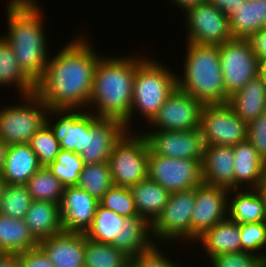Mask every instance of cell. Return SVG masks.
Masks as SVG:
<instances>
[{
    "instance_id": "obj_1",
    "label": "cell",
    "mask_w": 266,
    "mask_h": 267,
    "mask_svg": "<svg viewBox=\"0 0 266 267\" xmlns=\"http://www.w3.org/2000/svg\"><path fill=\"white\" fill-rule=\"evenodd\" d=\"M89 36L78 35L49 58L35 94L53 110H84L92 92L94 70L103 55ZM100 54V55H99ZM85 107V108H84Z\"/></svg>"
},
{
    "instance_id": "obj_2",
    "label": "cell",
    "mask_w": 266,
    "mask_h": 267,
    "mask_svg": "<svg viewBox=\"0 0 266 267\" xmlns=\"http://www.w3.org/2000/svg\"><path fill=\"white\" fill-rule=\"evenodd\" d=\"M36 0H11L6 5L7 31L1 37L12 47L23 72L36 84L44 75L50 53L43 9Z\"/></svg>"
},
{
    "instance_id": "obj_3",
    "label": "cell",
    "mask_w": 266,
    "mask_h": 267,
    "mask_svg": "<svg viewBox=\"0 0 266 267\" xmlns=\"http://www.w3.org/2000/svg\"><path fill=\"white\" fill-rule=\"evenodd\" d=\"M134 74V55L119 57L102 55L94 70L87 110L90 109V112L98 118L118 119L129 131Z\"/></svg>"
},
{
    "instance_id": "obj_4",
    "label": "cell",
    "mask_w": 266,
    "mask_h": 267,
    "mask_svg": "<svg viewBox=\"0 0 266 267\" xmlns=\"http://www.w3.org/2000/svg\"><path fill=\"white\" fill-rule=\"evenodd\" d=\"M183 76H176L177 88L203 105L227 103L220 64L219 45L186 43Z\"/></svg>"
},
{
    "instance_id": "obj_5",
    "label": "cell",
    "mask_w": 266,
    "mask_h": 267,
    "mask_svg": "<svg viewBox=\"0 0 266 267\" xmlns=\"http://www.w3.org/2000/svg\"><path fill=\"white\" fill-rule=\"evenodd\" d=\"M134 55L135 74L129 131L134 116L140 113L139 116L145 118L143 121L146 120L148 123L177 88L176 72L162 64L160 60L157 61L149 56L147 58L146 54L145 57Z\"/></svg>"
},
{
    "instance_id": "obj_6",
    "label": "cell",
    "mask_w": 266,
    "mask_h": 267,
    "mask_svg": "<svg viewBox=\"0 0 266 267\" xmlns=\"http://www.w3.org/2000/svg\"><path fill=\"white\" fill-rule=\"evenodd\" d=\"M20 98L22 103L0 108V139L8 146L28 143L46 124L50 110L35 93Z\"/></svg>"
},
{
    "instance_id": "obj_7",
    "label": "cell",
    "mask_w": 266,
    "mask_h": 267,
    "mask_svg": "<svg viewBox=\"0 0 266 267\" xmlns=\"http://www.w3.org/2000/svg\"><path fill=\"white\" fill-rule=\"evenodd\" d=\"M133 132L127 131L120 138L108 159L115 186L130 188L148 177L149 145L142 132Z\"/></svg>"
},
{
    "instance_id": "obj_8",
    "label": "cell",
    "mask_w": 266,
    "mask_h": 267,
    "mask_svg": "<svg viewBox=\"0 0 266 267\" xmlns=\"http://www.w3.org/2000/svg\"><path fill=\"white\" fill-rule=\"evenodd\" d=\"M195 200L196 187L170 193L162 213L151 224V234L155 244L163 245L164 242L172 243L174 241L175 244L176 241L177 243L179 241L191 243V216Z\"/></svg>"
},
{
    "instance_id": "obj_9",
    "label": "cell",
    "mask_w": 266,
    "mask_h": 267,
    "mask_svg": "<svg viewBox=\"0 0 266 267\" xmlns=\"http://www.w3.org/2000/svg\"><path fill=\"white\" fill-rule=\"evenodd\" d=\"M202 160L169 158L148 152V178L169 193L189 190L203 183Z\"/></svg>"
},
{
    "instance_id": "obj_10",
    "label": "cell",
    "mask_w": 266,
    "mask_h": 267,
    "mask_svg": "<svg viewBox=\"0 0 266 267\" xmlns=\"http://www.w3.org/2000/svg\"><path fill=\"white\" fill-rule=\"evenodd\" d=\"M200 130L205 146H230L247 140V123L228 103L207 104L201 112Z\"/></svg>"
},
{
    "instance_id": "obj_11",
    "label": "cell",
    "mask_w": 266,
    "mask_h": 267,
    "mask_svg": "<svg viewBox=\"0 0 266 267\" xmlns=\"http://www.w3.org/2000/svg\"><path fill=\"white\" fill-rule=\"evenodd\" d=\"M226 93L231 96L258 76L259 60L248 39H232L219 45Z\"/></svg>"
},
{
    "instance_id": "obj_12",
    "label": "cell",
    "mask_w": 266,
    "mask_h": 267,
    "mask_svg": "<svg viewBox=\"0 0 266 267\" xmlns=\"http://www.w3.org/2000/svg\"><path fill=\"white\" fill-rule=\"evenodd\" d=\"M183 15L187 31L186 42L220 45L234 39L228 16L209 1L187 9Z\"/></svg>"
},
{
    "instance_id": "obj_13",
    "label": "cell",
    "mask_w": 266,
    "mask_h": 267,
    "mask_svg": "<svg viewBox=\"0 0 266 267\" xmlns=\"http://www.w3.org/2000/svg\"><path fill=\"white\" fill-rule=\"evenodd\" d=\"M203 106L195 97L176 88L148 124L153 126L151 130L199 129Z\"/></svg>"
},
{
    "instance_id": "obj_14",
    "label": "cell",
    "mask_w": 266,
    "mask_h": 267,
    "mask_svg": "<svg viewBox=\"0 0 266 267\" xmlns=\"http://www.w3.org/2000/svg\"><path fill=\"white\" fill-rule=\"evenodd\" d=\"M128 130L114 118H98L87 110L85 149L79 153L84 165L108 162L115 144Z\"/></svg>"
},
{
    "instance_id": "obj_15",
    "label": "cell",
    "mask_w": 266,
    "mask_h": 267,
    "mask_svg": "<svg viewBox=\"0 0 266 267\" xmlns=\"http://www.w3.org/2000/svg\"><path fill=\"white\" fill-rule=\"evenodd\" d=\"M142 134L147 139L149 149L156 155L176 159L203 158L205 144L200 128L183 131L147 129Z\"/></svg>"
},
{
    "instance_id": "obj_16",
    "label": "cell",
    "mask_w": 266,
    "mask_h": 267,
    "mask_svg": "<svg viewBox=\"0 0 266 267\" xmlns=\"http://www.w3.org/2000/svg\"><path fill=\"white\" fill-rule=\"evenodd\" d=\"M229 190L202 183L196 186V200L191 216V243L204 232L227 218Z\"/></svg>"
},
{
    "instance_id": "obj_17",
    "label": "cell",
    "mask_w": 266,
    "mask_h": 267,
    "mask_svg": "<svg viewBox=\"0 0 266 267\" xmlns=\"http://www.w3.org/2000/svg\"><path fill=\"white\" fill-rule=\"evenodd\" d=\"M54 118L56 120L55 122L53 121ZM46 124L50 127L54 136L59 141L60 149L73 151L75 153H80L82 149H85L87 135L86 109H50L47 115Z\"/></svg>"
},
{
    "instance_id": "obj_18",
    "label": "cell",
    "mask_w": 266,
    "mask_h": 267,
    "mask_svg": "<svg viewBox=\"0 0 266 267\" xmlns=\"http://www.w3.org/2000/svg\"><path fill=\"white\" fill-rule=\"evenodd\" d=\"M99 201L87 191L65 187L60 211L65 231L85 233L91 226Z\"/></svg>"
},
{
    "instance_id": "obj_19",
    "label": "cell",
    "mask_w": 266,
    "mask_h": 267,
    "mask_svg": "<svg viewBox=\"0 0 266 267\" xmlns=\"http://www.w3.org/2000/svg\"><path fill=\"white\" fill-rule=\"evenodd\" d=\"M38 246L54 267H84L85 234L82 232L63 230L39 241Z\"/></svg>"
},
{
    "instance_id": "obj_20",
    "label": "cell",
    "mask_w": 266,
    "mask_h": 267,
    "mask_svg": "<svg viewBox=\"0 0 266 267\" xmlns=\"http://www.w3.org/2000/svg\"><path fill=\"white\" fill-rule=\"evenodd\" d=\"M234 160L233 147L205 146L201 162L203 183L234 189Z\"/></svg>"
},
{
    "instance_id": "obj_21",
    "label": "cell",
    "mask_w": 266,
    "mask_h": 267,
    "mask_svg": "<svg viewBox=\"0 0 266 267\" xmlns=\"http://www.w3.org/2000/svg\"><path fill=\"white\" fill-rule=\"evenodd\" d=\"M233 152L234 189H255L266 171V163L248 140L234 145Z\"/></svg>"
},
{
    "instance_id": "obj_22",
    "label": "cell",
    "mask_w": 266,
    "mask_h": 267,
    "mask_svg": "<svg viewBox=\"0 0 266 267\" xmlns=\"http://www.w3.org/2000/svg\"><path fill=\"white\" fill-rule=\"evenodd\" d=\"M196 243L203 246L202 250L209 260L223 253L242 252L240 224L227 217L204 232L197 238Z\"/></svg>"
},
{
    "instance_id": "obj_23",
    "label": "cell",
    "mask_w": 266,
    "mask_h": 267,
    "mask_svg": "<svg viewBox=\"0 0 266 267\" xmlns=\"http://www.w3.org/2000/svg\"><path fill=\"white\" fill-rule=\"evenodd\" d=\"M42 166L28 143L9 145L2 170L6 184L25 185Z\"/></svg>"
},
{
    "instance_id": "obj_24",
    "label": "cell",
    "mask_w": 266,
    "mask_h": 267,
    "mask_svg": "<svg viewBox=\"0 0 266 267\" xmlns=\"http://www.w3.org/2000/svg\"><path fill=\"white\" fill-rule=\"evenodd\" d=\"M151 224L143 217L127 218L121 224L119 235L112 243L130 259L150 249L154 245Z\"/></svg>"
},
{
    "instance_id": "obj_25",
    "label": "cell",
    "mask_w": 266,
    "mask_h": 267,
    "mask_svg": "<svg viewBox=\"0 0 266 267\" xmlns=\"http://www.w3.org/2000/svg\"><path fill=\"white\" fill-rule=\"evenodd\" d=\"M234 113L246 123L266 112V85L255 77L229 97L227 102Z\"/></svg>"
},
{
    "instance_id": "obj_26",
    "label": "cell",
    "mask_w": 266,
    "mask_h": 267,
    "mask_svg": "<svg viewBox=\"0 0 266 267\" xmlns=\"http://www.w3.org/2000/svg\"><path fill=\"white\" fill-rule=\"evenodd\" d=\"M24 220L38 242L64 230L58 203L33 200Z\"/></svg>"
},
{
    "instance_id": "obj_27",
    "label": "cell",
    "mask_w": 266,
    "mask_h": 267,
    "mask_svg": "<svg viewBox=\"0 0 266 267\" xmlns=\"http://www.w3.org/2000/svg\"><path fill=\"white\" fill-rule=\"evenodd\" d=\"M234 39H249L266 27V0H247L228 15Z\"/></svg>"
},
{
    "instance_id": "obj_28",
    "label": "cell",
    "mask_w": 266,
    "mask_h": 267,
    "mask_svg": "<svg viewBox=\"0 0 266 267\" xmlns=\"http://www.w3.org/2000/svg\"><path fill=\"white\" fill-rule=\"evenodd\" d=\"M227 217L239 224L266 221L264 202L259 193L255 189L229 190Z\"/></svg>"
},
{
    "instance_id": "obj_29",
    "label": "cell",
    "mask_w": 266,
    "mask_h": 267,
    "mask_svg": "<svg viewBox=\"0 0 266 267\" xmlns=\"http://www.w3.org/2000/svg\"><path fill=\"white\" fill-rule=\"evenodd\" d=\"M138 216L152 224L162 213L170 193L150 178H146L130 187Z\"/></svg>"
},
{
    "instance_id": "obj_30",
    "label": "cell",
    "mask_w": 266,
    "mask_h": 267,
    "mask_svg": "<svg viewBox=\"0 0 266 267\" xmlns=\"http://www.w3.org/2000/svg\"><path fill=\"white\" fill-rule=\"evenodd\" d=\"M24 219L0 214V253L20 254L38 246Z\"/></svg>"
},
{
    "instance_id": "obj_31",
    "label": "cell",
    "mask_w": 266,
    "mask_h": 267,
    "mask_svg": "<svg viewBox=\"0 0 266 267\" xmlns=\"http://www.w3.org/2000/svg\"><path fill=\"white\" fill-rule=\"evenodd\" d=\"M16 86L18 95L35 93L36 84L23 72L12 47L0 36V87Z\"/></svg>"
},
{
    "instance_id": "obj_32",
    "label": "cell",
    "mask_w": 266,
    "mask_h": 267,
    "mask_svg": "<svg viewBox=\"0 0 266 267\" xmlns=\"http://www.w3.org/2000/svg\"><path fill=\"white\" fill-rule=\"evenodd\" d=\"M130 258L115 246L91 240L85 235L84 267H127Z\"/></svg>"
},
{
    "instance_id": "obj_33",
    "label": "cell",
    "mask_w": 266,
    "mask_h": 267,
    "mask_svg": "<svg viewBox=\"0 0 266 267\" xmlns=\"http://www.w3.org/2000/svg\"><path fill=\"white\" fill-rule=\"evenodd\" d=\"M126 219L127 218L120 216L116 212L98 204L94 220L84 234L91 240L112 244L116 235H119L121 224Z\"/></svg>"
},
{
    "instance_id": "obj_34",
    "label": "cell",
    "mask_w": 266,
    "mask_h": 267,
    "mask_svg": "<svg viewBox=\"0 0 266 267\" xmlns=\"http://www.w3.org/2000/svg\"><path fill=\"white\" fill-rule=\"evenodd\" d=\"M33 200L61 203L65 186L52 174L48 167L42 166L25 184Z\"/></svg>"
},
{
    "instance_id": "obj_35",
    "label": "cell",
    "mask_w": 266,
    "mask_h": 267,
    "mask_svg": "<svg viewBox=\"0 0 266 267\" xmlns=\"http://www.w3.org/2000/svg\"><path fill=\"white\" fill-rule=\"evenodd\" d=\"M113 185L109 163L101 162L84 165L76 187L99 201Z\"/></svg>"
},
{
    "instance_id": "obj_36",
    "label": "cell",
    "mask_w": 266,
    "mask_h": 267,
    "mask_svg": "<svg viewBox=\"0 0 266 267\" xmlns=\"http://www.w3.org/2000/svg\"><path fill=\"white\" fill-rule=\"evenodd\" d=\"M32 202V196L26 185L5 184L0 197V214L24 219Z\"/></svg>"
},
{
    "instance_id": "obj_37",
    "label": "cell",
    "mask_w": 266,
    "mask_h": 267,
    "mask_svg": "<svg viewBox=\"0 0 266 267\" xmlns=\"http://www.w3.org/2000/svg\"><path fill=\"white\" fill-rule=\"evenodd\" d=\"M47 167L65 187H73L78 183L84 162L79 153L61 149L56 160Z\"/></svg>"
},
{
    "instance_id": "obj_38",
    "label": "cell",
    "mask_w": 266,
    "mask_h": 267,
    "mask_svg": "<svg viewBox=\"0 0 266 267\" xmlns=\"http://www.w3.org/2000/svg\"><path fill=\"white\" fill-rule=\"evenodd\" d=\"M28 144L36 154L38 163L44 167L54 162L61 150L59 141L47 124L32 136Z\"/></svg>"
},
{
    "instance_id": "obj_39",
    "label": "cell",
    "mask_w": 266,
    "mask_h": 267,
    "mask_svg": "<svg viewBox=\"0 0 266 267\" xmlns=\"http://www.w3.org/2000/svg\"><path fill=\"white\" fill-rule=\"evenodd\" d=\"M99 204L125 218L138 216L133 194L129 187L113 185L99 200Z\"/></svg>"
},
{
    "instance_id": "obj_40",
    "label": "cell",
    "mask_w": 266,
    "mask_h": 267,
    "mask_svg": "<svg viewBox=\"0 0 266 267\" xmlns=\"http://www.w3.org/2000/svg\"><path fill=\"white\" fill-rule=\"evenodd\" d=\"M240 240L243 251L266 260V221L240 224Z\"/></svg>"
},
{
    "instance_id": "obj_41",
    "label": "cell",
    "mask_w": 266,
    "mask_h": 267,
    "mask_svg": "<svg viewBox=\"0 0 266 267\" xmlns=\"http://www.w3.org/2000/svg\"><path fill=\"white\" fill-rule=\"evenodd\" d=\"M212 267H266V260L250 252L223 253L209 260Z\"/></svg>"
},
{
    "instance_id": "obj_42",
    "label": "cell",
    "mask_w": 266,
    "mask_h": 267,
    "mask_svg": "<svg viewBox=\"0 0 266 267\" xmlns=\"http://www.w3.org/2000/svg\"><path fill=\"white\" fill-rule=\"evenodd\" d=\"M160 245L154 244L147 251L140 253L138 256L130 259V264L133 267H183L184 265H178L179 262L170 260L165 254V251H162L163 247ZM163 252V253H162ZM165 254V255H164ZM185 267V266H184Z\"/></svg>"
},
{
    "instance_id": "obj_43",
    "label": "cell",
    "mask_w": 266,
    "mask_h": 267,
    "mask_svg": "<svg viewBox=\"0 0 266 267\" xmlns=\"http://www.w3.org/2000/svg\"><path fill=\"white\" fill-rule=\"evenodd\" d=\"M247 140L266 163V112L247 123Z\"/></svg>"
},
{
    "instance_id": "obj_44",
    "label": "cell",
    "mask_w": 266,
    "mask_h": 267,
    "mask_svg": "<svg viewBox=\"0 0 266 267\" xmlns=\"http://www.w3.org/2000/svg\"><path fill=\"white\" fill-rule=\"evenodd\" d=\"M18 255L21 267H54L48 256L39 246Z\"/></svg>"
},
{
    "instance_id": "obj_45",
    "label": "cell",
    "mask_w": 266,
    "mask_h": 267,
    "mask_svg": "<svg viewBox=\"0 0 266 267\" xmlns=\"http://www.w3.org/2000/svg\"><path fill=\"white\" fill-rule=\"evenodd\" d=\"M248 40L258 60L266 59V27L253 34Z\"/></svg>"
},
{
    "instance_id": "obj_46",
    "label": "cell",
    "mask_w": 266,
    "mask_h": 267,
    "mask_svg": "<svg viewBox=\"0 0 266 267\" xmlns=\"http://www.w3.org/2000/svg\"><path fill=\"white\" fill-rule=\"evenodd\" d=\"M247 0H209V2L227 16Z\"/></svg>"
},
{
    "instance_id": "obj_47",
    "label": "cell",
    "mask_w": 266,
    "mask_h": 267,
    "mask_svg": "<svg viewBox=\"0 0 266 267\" xmlns=\"http://www.w3.org/2000/svg\"><path fill=\"white\" fill-rule=\"evenodd\" d=\"M0 267H21L19 255L0 253Z\"/></svg>"
},
{
    "instance_id": "obj_48",
    "label": "cell",
    "mask_w": 266,
    "mask_h": 267,
    "mask_svg": "<svg viewBox=\"0 0 266 267\" xmlns=\"http://www.w3.org/2000/svg\"><path fill=\"white\" fill-rule=\"evenodd\" d=\"M208 1L209 0H170L169 2H172L175 7H178V9L180 8L182 13H184L187 9Z\"/></svg>"
},
{
    "instance_id": "obj_49",
    "label": "cell",
    "mask_w": 266,
    "mask_h": 267,
    "mask_svg": "<svg viewBox=\"0 0 266 267\" xmlns=\"http://www.w3.org/2000/svg\"><path fill=\"white\" fill-rule=\"evenodd\" d=\"M255 190L259 193L260 197L262 198L266 211V171L263 177L260 179L259 184L256 186Z\"/></svg>"
},
{
    "instance_id": "obj_50",
    "label": "cell",
    "mask_w": 266,
    "mask_h": 267,
    "mask_svg": "<svg viewBox=\"0 0 266 267\" xmlns=\"http://www.w3.org/2000/svg\"><path fill=\"white\" fill-rule=\"evenodd\" d=\"M7 149L8 145L0 139V173H2L4 167Z\"/></svg>"
},
{
    "instance_id": "obj_51",
    "label": "cell",
    "mask_w": 266,
    "mask_h": 267,
    "mask_svg": "<svg viewBox=\"0 0 266 267\" xmlns=\"http://www.w3.org/2000/svg\"><path fill=\"white\" fill-rule=\"evenodd\" d=\"M258 76L264 81L266 85V59L259 60Z\"/></svg>"
},
{
    "instance_id": "obj_52",
    "label": "cell",
    "mask_w": 266,
    "mask_h": 267,
    "mask_svg": "<svg viewBox=\"0 0 266 267\" xmlns=\"http://www.w3.org/2000/svg\"><path fill=\"white\" fill-rule=\"evenodd\" d=\"M5 180L2 178V174L0 173V197L2 195L3 189L5 187Z\"/></svg>"
}]
</instances>
